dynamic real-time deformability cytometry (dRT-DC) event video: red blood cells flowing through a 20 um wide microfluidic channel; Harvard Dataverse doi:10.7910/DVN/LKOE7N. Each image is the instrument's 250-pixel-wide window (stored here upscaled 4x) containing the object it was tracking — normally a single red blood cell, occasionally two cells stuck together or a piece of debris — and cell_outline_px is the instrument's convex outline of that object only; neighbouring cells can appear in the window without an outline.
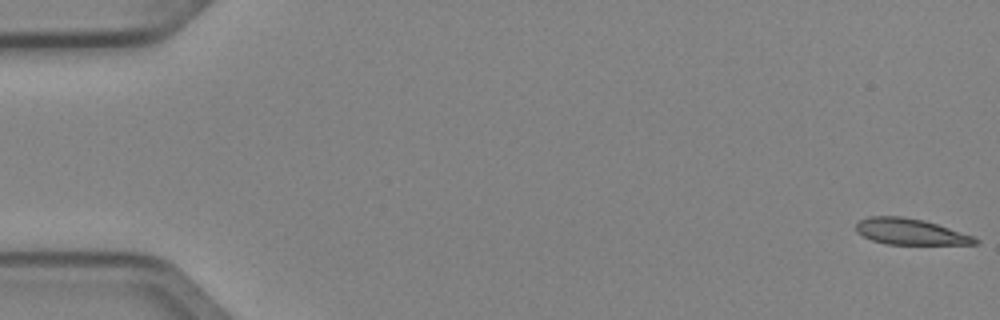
{"species": "Egyptian fruit bat (a non-hibernating species)", "species_latin": "Rousettus aegyptiacus", "temperature_condition": "cold", "stored_images_in_passage": 52, "segment_of_instrument_passage": [1, 2], "camera_frame_rate_fps": 3000, "um_per_image_px": 0.085, "animal": {"sex": "female"}, "frame": {"image": 1, "passage_image": 1, "time_ms": 0.0, "image_size_px": [1000, 320], "cell_outline_px": [[980, 240], [976, 244], [888, 244], [872, 240], [856, 232], [856, 224], [860, 220], [868, 216], [900, 216], [924, 220], [972, 236]], "centroid_in_image_um": [77.33, 19.69], "position_along_channel_um": 7.7, "area_um2": 17.8}}
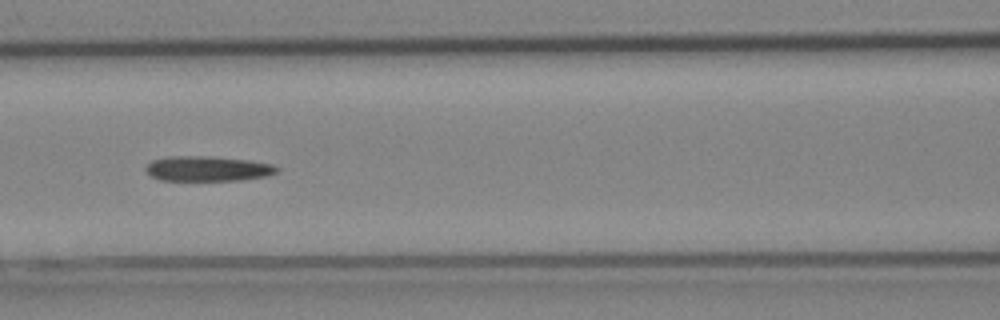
{"frame": {"image": 2, "passage_image": 23, "time_ms": 7.333, "image_size_px": [1000, 320], "cell_outline_px": [[280, 168], [276, 172], [268, 176], [240, 180], [160, 180], [152, 176], [144, 168], [152, 160], [168, 156], [212, 156], [248, 160], [272, 164]], "centroid_in_image_um": [17.66, 14.33], "position_along_channel_um": 148.9, "area_um2": 19.13}}
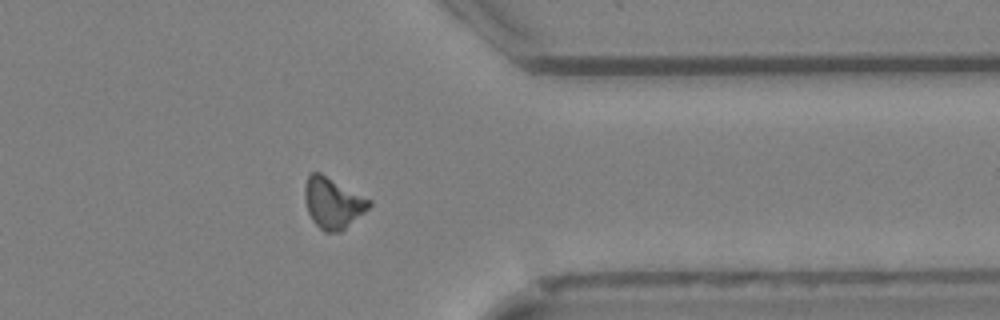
{"frame": {"image": 3, "passage_image": 41, "time_ms": 13.333, "image_size_px": [1000, 320], "cell_outline_px": [[372, 204], [364, 212], [340, 232], [324, 232], [312, 220], [308, 212], [304, 196], [304, 188], [308, 176], [312, 172], [320, 172], [372, 200]], "centroid_in_image_um": [28.28, 17.24], "position_along_channel_um": 383.1, "area_um2": 18.96}}